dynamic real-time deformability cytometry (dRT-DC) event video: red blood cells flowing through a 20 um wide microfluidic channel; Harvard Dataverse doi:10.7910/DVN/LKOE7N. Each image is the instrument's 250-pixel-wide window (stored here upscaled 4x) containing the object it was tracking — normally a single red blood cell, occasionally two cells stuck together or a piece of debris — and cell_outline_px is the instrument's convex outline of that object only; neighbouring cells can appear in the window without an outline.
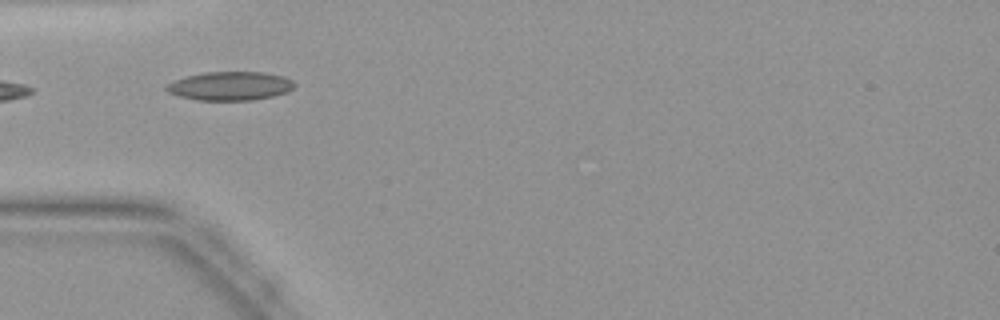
{"species": "common noctule bat (a hibernating species)", "species_latin": "Nyctalus noctula", "temperature_condition": "warm", "stored_images_in_passage": 31, "camera_frame_rate_fps": 3000, "um_per_image_px": 0.085, "animal": {"sex": "female", "body_mass_g": 19.9}, "frame": {"image": 1, "passage_image": 1, "time_ms": 0.0, "image_size_px": [1000, 320], "cell_outline_px": [[296, 84], [288, 92], [272, 96], [252, 100], [196, 100], [180, 96], [168, 92], [164, 88], [172, 80], [204, 72], [264, 72], [284, 76], [292, 80]], "centroid_in_image_um": [19.57, 7.3], "position_along_channel_um": 65.4, "area_um2": 21.44}}
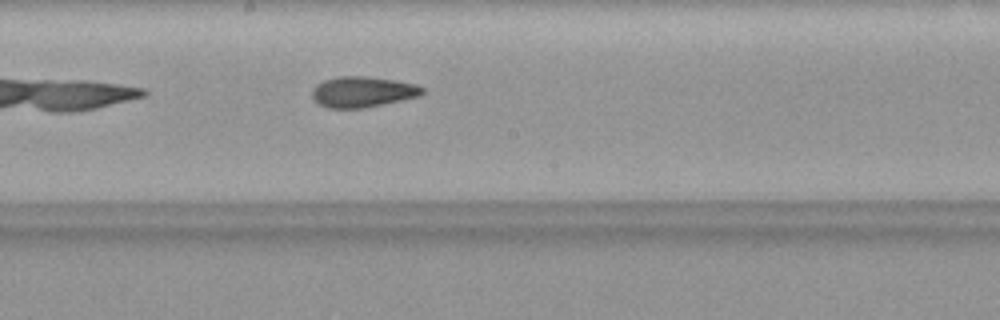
{"frame": {"image": 2, "passage_image": 11, "time_ms": 3.333, "image_size_px": [1000, 320], "cell_outline_px": [[424, 92], [420, 96], [360, 108], [328, 108], [320, 104], [312, 96], [312, 88], [316, 84], [324, 80], [340, 76], [364, 76], [396, 80], [416, 84], [424, 88]], "centroid_in_image_um": [30.82, 7.79], "position_along_channel_um": 217.4, "area_um2": 19.54}}
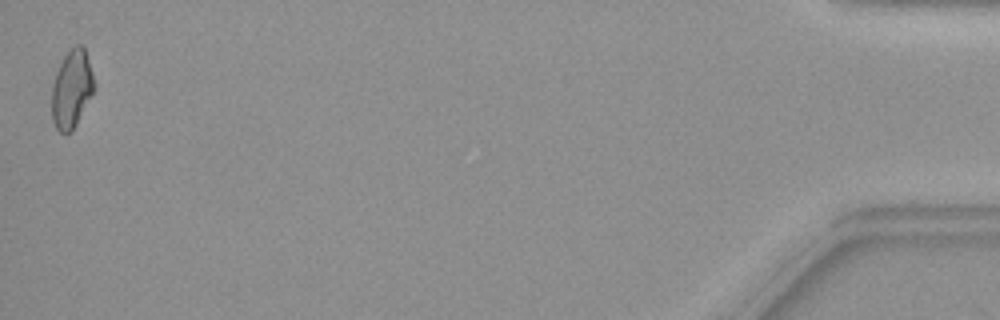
{"frame": {"image": 3, "passage_image": 31, "time_ms": 10.0, "image_size_px": [1000, 320], "cell_outline_px": [[96, 88], [92, 96], [72, 132], [60, 132], [56, 128], [52, 120], [52, 84], [56, 72], [64, 56], [76, 44], [84, 44], [92, 72]], "centroid_in_image_um": [6.11, 7.56], "position_along_channel_um": 429.1, "area_um2": 19.42}}